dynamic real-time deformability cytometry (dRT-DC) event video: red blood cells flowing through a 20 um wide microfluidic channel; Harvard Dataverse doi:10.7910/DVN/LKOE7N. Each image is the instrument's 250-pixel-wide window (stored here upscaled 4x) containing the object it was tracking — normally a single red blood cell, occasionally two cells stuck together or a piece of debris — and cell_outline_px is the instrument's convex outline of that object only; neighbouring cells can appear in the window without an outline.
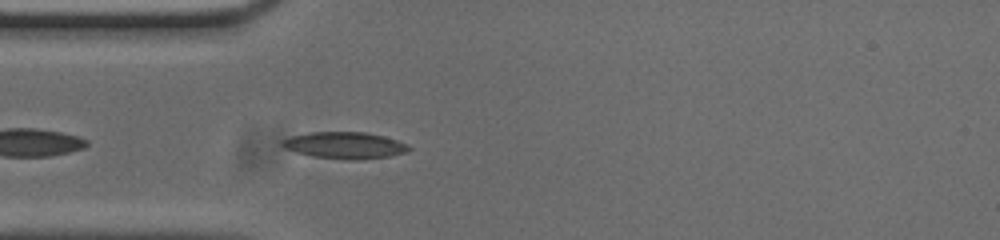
{"species": "common noctule bat (a hibernating species)", "species_latin": "Nyctalus noctula", "temperature_condition": "cold", "stored_images_in_passage": 8, "camera_frame_rate_fps": 3000, "um_per_image_px": 0.085, "animal": {"sex": "male", "body_mass_g": 20.0, "forearm_length_mm": 53.3}, "frame": {"image": 1, "passage_image": 4, "time_ms": 1.0, "image_size_px": [1000, 240], "cell_outline_px": [[412, 148], [408, 152], [388, 156], [356, 160], [352, 160], [312, 156], [296, 152], [284, 148], [280, 144], [280, 140], [292, 136], [312, 132], [364, 132], [384, 136], [408, 144]], "centroid_in_image_um": [29.3, 12.35], "position_along_channel_um": 55.7, "area_um2": 19.65}}